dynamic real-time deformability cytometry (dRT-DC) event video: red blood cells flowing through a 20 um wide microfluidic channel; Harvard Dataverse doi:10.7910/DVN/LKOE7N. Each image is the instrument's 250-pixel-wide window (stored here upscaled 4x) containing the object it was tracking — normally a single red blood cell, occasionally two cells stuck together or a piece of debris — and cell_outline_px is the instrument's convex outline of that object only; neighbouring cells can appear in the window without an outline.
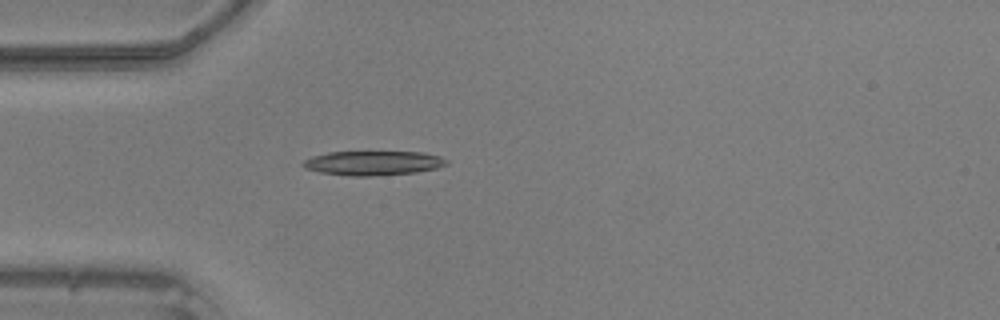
{"species": "common noctule bat (a hibernating species)", "species_latin": "Nyctalus noctula", "temperature_condition": "warm", "stored_images_in_passage": 35, "camera_frame_rate_fps": 3000, "um_per_image_px": 0.085, "animal": {"sex": "male", "body_mass_g": 20.5, "forearm_length_mm": 52.5}, "frame": {"image": 1, "passage_image": 1, "time_ms": 0.0, "image_size_px": [1000, 320], "cell_outline_px": [[448, 164], [436, 168], [416, 172], [372, 176], [348, 176], [320, 172], [304, 168], [300, 164], [304, 160], [312, 156], [328, 152], [424, 152], [440, 156], [448, 160]], "centroid_in_image_um": [31.7, 13.86], "position_along_channel_um": 53.3, "area_um2": 20.46}}
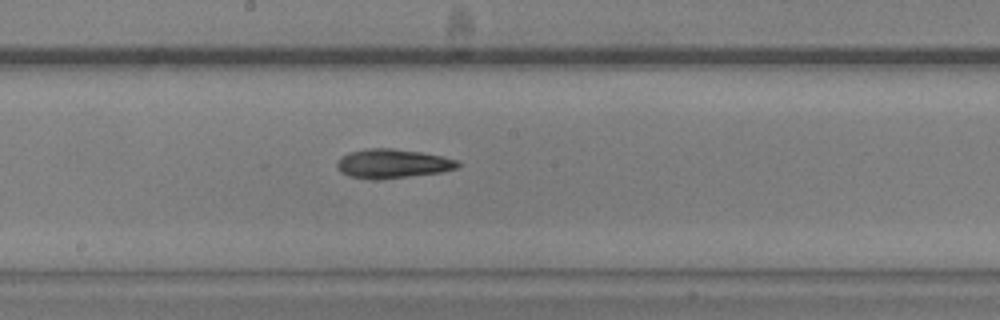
{"frame": {"image": 2, "passage_image": 13, "time_ms": 4.0, "image_size_px": [1000, 320], "cell_outline_px": [[460, 164], [456, 168], [440, 172], [376, 180], [348, 176], [340, 172], [336, 168], [336, 164], [340, 156], [348, 152], [364, 148], [392, 148], [420, 152], [440, 156], [456, 160]], "centroid_in_image_um": [33.27, 13.9], "position_along_channel_um": 214.9, "area_um2": 20.46}}
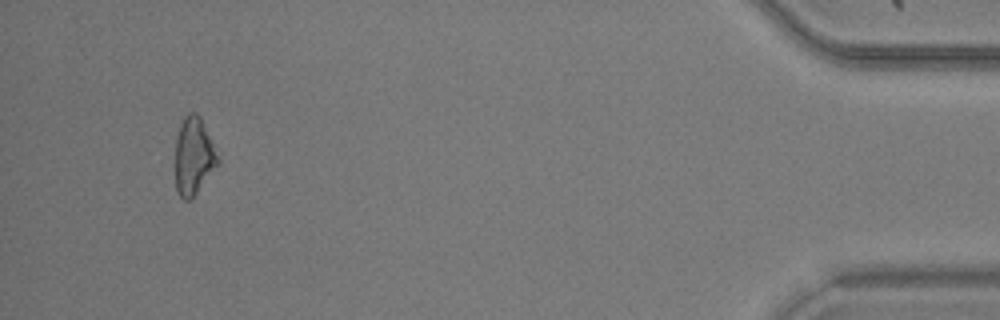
{"frame": {"image": 3, "passage_image": 33, "time_ms": 10.667, "image_size_px": [1000, 320], "cell_outline_px": [[220, 164], [196, 192], [188, 200], [184, 200], [176, 192], [176, 140], [180, 124], [184, 116], [188, 112], [196, 112], [200, 116], [220, 156]], "centroid_in_image_um": [16.49, 13.24], "position_along_channel_um": 418.7, "area_um2": 19.31}}